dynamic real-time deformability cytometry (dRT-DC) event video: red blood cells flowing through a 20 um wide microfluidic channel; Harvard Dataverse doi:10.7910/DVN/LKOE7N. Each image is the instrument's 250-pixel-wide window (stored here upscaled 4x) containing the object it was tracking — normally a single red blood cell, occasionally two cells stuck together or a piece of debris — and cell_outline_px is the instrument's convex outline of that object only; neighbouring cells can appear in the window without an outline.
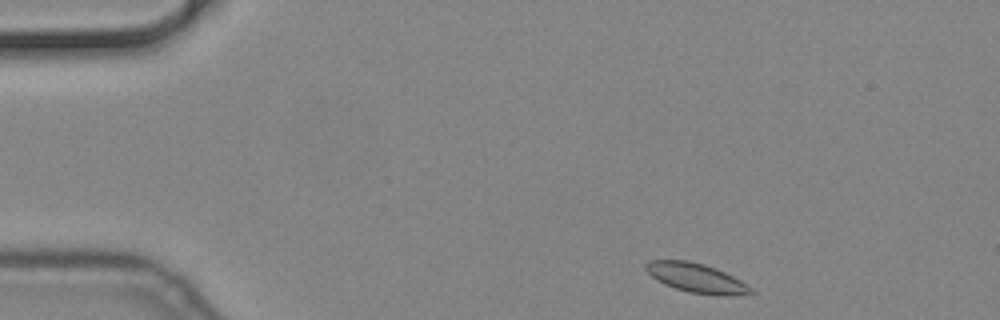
{"species": "common noctule bat (a hibernating species)", "species_latin": "Nyctalus noctula", "temperature_condition": "cold", "stored_images_in_passage": 9, "camera_frame_rate_fps": 3000, "um_per_image_px": 0.085, "animal": {"sex": "male", "body_mass_g": 19.2, "forearm_length_mm": 51.8}, "frame": {"image": 1, "passage_image": 2, "time_ms": 0.333, "image_size_px": [1000, 320], "cell_outline_px": [[756, 292], [736, 296], [720, 296], [688, 292], [664, 284], [656, 280], [644, 268], [644, 264], [648, 260], [688, 260], [704, 264], [716, 268], [740, 280], [752, 288]], "centroid_in_image_um": [59.19, 23.63], "position_along_channel_um": 25.8, "area_um2": 18.09}}